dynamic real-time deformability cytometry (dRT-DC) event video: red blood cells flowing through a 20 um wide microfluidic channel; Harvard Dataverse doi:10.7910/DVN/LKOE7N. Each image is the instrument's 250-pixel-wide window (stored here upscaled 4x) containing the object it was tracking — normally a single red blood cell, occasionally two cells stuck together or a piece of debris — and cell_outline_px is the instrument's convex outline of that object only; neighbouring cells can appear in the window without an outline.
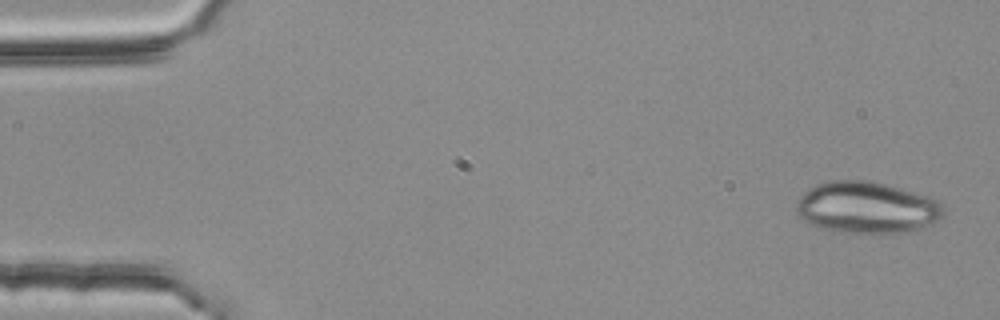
{"species": "common noctule bat (a hibernating species)", "species_latin": "Nyctalus noctula", "temperature_condition": "room temperature", "stored_images_in_passage": 3, "camera_frame_rate_fps": 3000, "um_per_image_px": 0.085, "animal": {"sex": "female", "body_mass_g": 25.1}, "frame": {"image": 1, "passage_image": 1, "time_ms": 0.0, "image_size_px": [1000, 320], "cell_outline_px": [[944, 216], [940, 220], [916, 232], [884, 236], [840, 232], [824, 228], [812, 224], [804, 220], [796, 212], [796, 200], [808, 188], [816, 184], [832, 180], [868, 180], [900, 188], [928, 196], [936, 200], [944, 208]], "centroid_in_image_um": [73.72, 17.69], "position_along_channel_um": 11.3, "area_um2": 45.43}}